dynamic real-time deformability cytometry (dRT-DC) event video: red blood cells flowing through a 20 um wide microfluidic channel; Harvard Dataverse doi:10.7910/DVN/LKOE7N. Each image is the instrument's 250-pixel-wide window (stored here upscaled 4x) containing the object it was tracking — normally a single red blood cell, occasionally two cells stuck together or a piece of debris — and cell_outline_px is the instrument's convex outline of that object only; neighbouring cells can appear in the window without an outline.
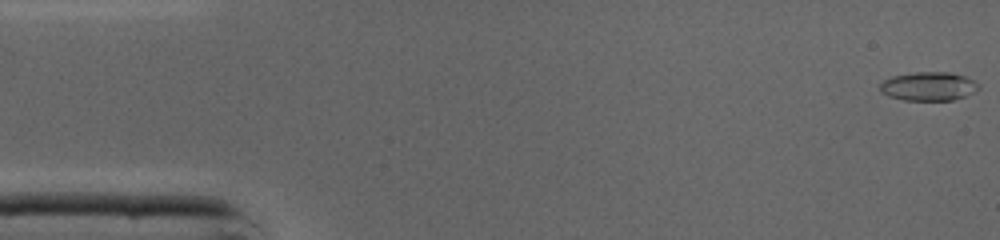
{"species": "common noctule bat (a hibernating species)", "species_latin": "Nyctalus noctula", "temperature_condition": "cold", "stored_images_in_passage": 10, "camera_frame_rate_fps": 3000, "um_per_image_px": 0.085, "animal": {"sex": "male", "body_mass_g": 19.0, "forearm_length_mm": 50.8}, "frame": {"image": 1, "passage_image": 1, "time_ms": 0.0, "image_size_px": [1000, 240], "cell_outline_px": [[980, 88], [964, 96], [952, 100], [904, 100], [888, 96], [880, 92], [880, 84], [884, 80], [892, 76], [916, 72], [952, 72], [964, 76], [980, 84]], "centroid_in_image_um": [78.91, 7.33], "position_along_channel_um": 6.1, "area_um2": 16.47}}